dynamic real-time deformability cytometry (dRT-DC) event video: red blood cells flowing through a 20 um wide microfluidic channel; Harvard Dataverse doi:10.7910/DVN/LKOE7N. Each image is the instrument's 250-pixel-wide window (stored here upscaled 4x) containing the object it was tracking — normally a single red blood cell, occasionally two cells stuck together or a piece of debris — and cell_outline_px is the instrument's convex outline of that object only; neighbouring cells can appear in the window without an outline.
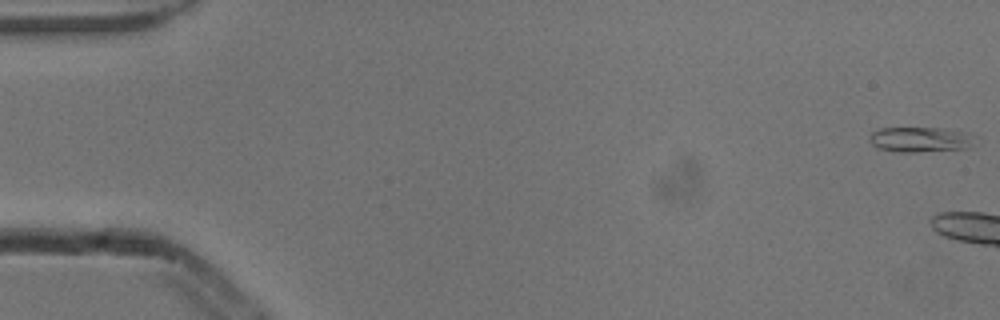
{"species": "common noctule bat (a hibernating species)", "species_latin": "Nyctalus noctula", "temperature_condition": "cold", "stored_images_in_passage": 4, "camera_frame_rate_fps": 3000, "um_per_image_px": 0.085, "animal": {"sex": "male", "body_mass_g": 13.3}, "frame": {"image": 1, "passage_image": 1, "time_ms": 0.0, "image_size_px": [1000, 320], "cell_outline_px": [[972, 148], [916, 152], [896, 152], [880, 148], [872, 144], [872, 132], [880, 128], [940, 128], [960, 132], [964, 136]], "centroid_in_image_um": [78.08, 11.87], "position_along_channel_um": 6.9, "area_um2": 14.57}}